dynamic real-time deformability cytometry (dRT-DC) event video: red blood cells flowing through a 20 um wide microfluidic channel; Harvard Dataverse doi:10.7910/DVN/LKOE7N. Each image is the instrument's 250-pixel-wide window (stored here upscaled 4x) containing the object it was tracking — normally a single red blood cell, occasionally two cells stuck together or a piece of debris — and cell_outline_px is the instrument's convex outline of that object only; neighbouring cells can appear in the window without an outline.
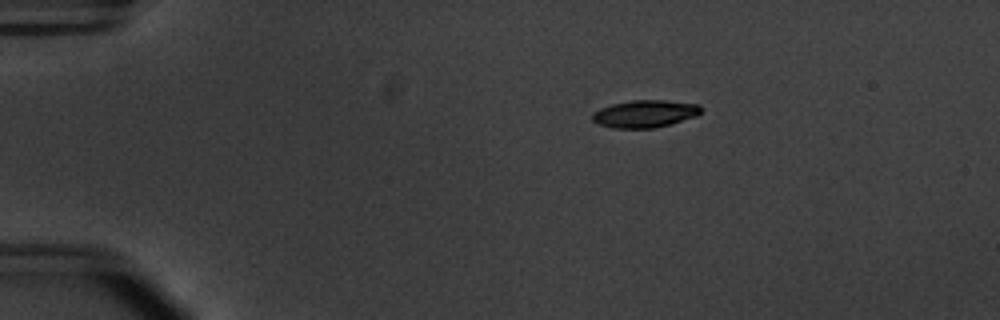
{"species": "common noctule bat (a hibernating species)", "species_latin": "Nyctalus noctula", "temperature_condition": "warm", "stored_images_in_passage": 45, "camera_frame_rate_fps": 3000, "um_per_image_px": 0.085, "animal": {"sex": "male", "body_mass_g": 20.1, "forearm_length_mm": 53.5}, "frame": {"image": 1, "passage_image": 1, "time_ms": 0.0, "image_size_px": [1000, 320], "cell_outline_px": [[704, 108], [696, 116], [672, 124], [652, 128], [612, 128], [600, 124], [592, 120], [592, 112], [600, 108], [612, 104], [632, 100], [664, 100], [700, 104]], "centroid_in_image_um": [54.84, 9.66], "position_along_channel_um": 30.2, "area_um2": 17.46}}
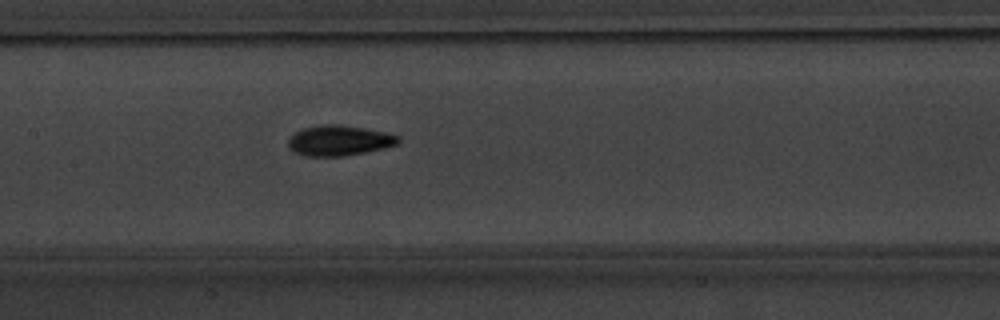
{"frame": {"image": 2, "passage_image": 18, "time_ms": 5.667, "image_size_px": [1000, 320], "cell_outline_px": [[400, 144], [384, 148], [344, 156], [304, 156], [292, 152], [288, 148], [288, 140], [292, 132], [304, 128], [320, 124], [336, 124], [364, 128], [388, 132], [400, 136]], "centroid_in_image_um": [28.81, 11.94], "position_along_channel_um": 178.6, "area_um2": 19.83}}
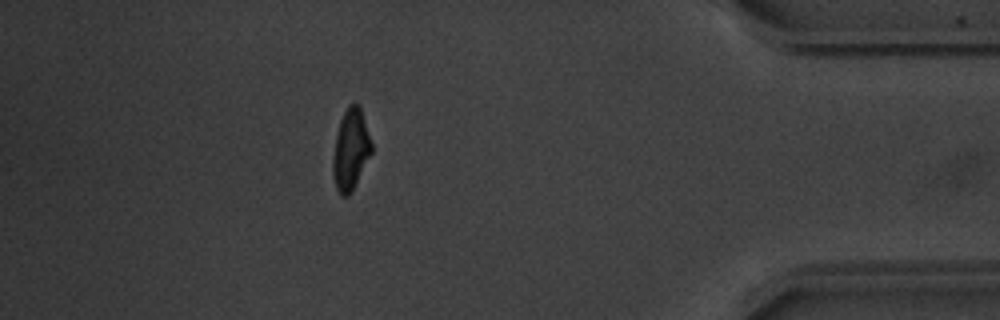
{"frame": {"image": 3, "passage_image": 39, "time_ms": 12.667, "image_size_px": [1000, 320], "cell_outline_px": [[372, 152], [352, 192], [348, 196], [340, 196], [336, 188], [332, 172], [332, 160], [336, 136], [340, 120], [348, 104], [360, 104], [372, 144]], "centroid_in_image_um": [29.81, 12.73], "position_along_channel_um": 405.4, "area_um2": 18.32}, "authors_computed_cell_mechanics": {"area_um2": 18.207, "velocity_mm_per_s": 3.7887, "shape_relaxation_time_tau1_ms": 2.4209, "shape_relaxation_time_tau2_ms": 3.5191, "deformation_change_tau1": 0.1669, "deformation_change_tau2": 0.0774}}